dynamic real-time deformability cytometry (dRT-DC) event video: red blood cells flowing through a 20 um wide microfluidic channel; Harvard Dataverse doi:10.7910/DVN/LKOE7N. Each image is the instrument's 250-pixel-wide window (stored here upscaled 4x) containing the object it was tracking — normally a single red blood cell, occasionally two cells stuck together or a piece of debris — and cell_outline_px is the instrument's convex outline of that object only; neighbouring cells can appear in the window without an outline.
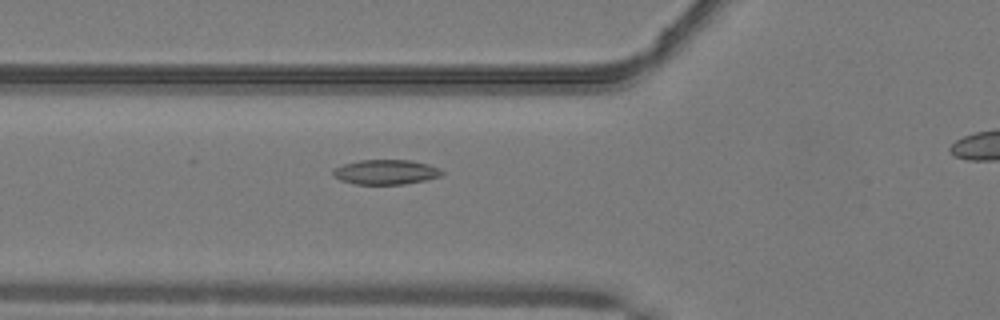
{"species": "common noctule bat (a hibernating species)", "species_latin": "Nyctalus noctula", "temperature_condition": "warm", "stored_images_in_passage": 28, "camera_frame_rate_fps": 3000, "um_per_image_px": 0.085, "animal": {"sex": "male", "body_mass_g": 19.2, "forearm_length_mm": 51.8}, "frame": {"image": 1, "passage_image": 2, "time_ms": 0.333, "image_size_px": [1000, 320], "cell_outline_px": [[444, 176], [404, 184], [356, 184], [340, 180], [332, 176], [332, 168], [344, 164], [360, 160], [412, 160], [428, 164], [440, 168], [444, 172]], "centroid_in_image_um": [32.8, 14.62], "position_along_channel_um": 93.0, "area_um2": 15.9}}
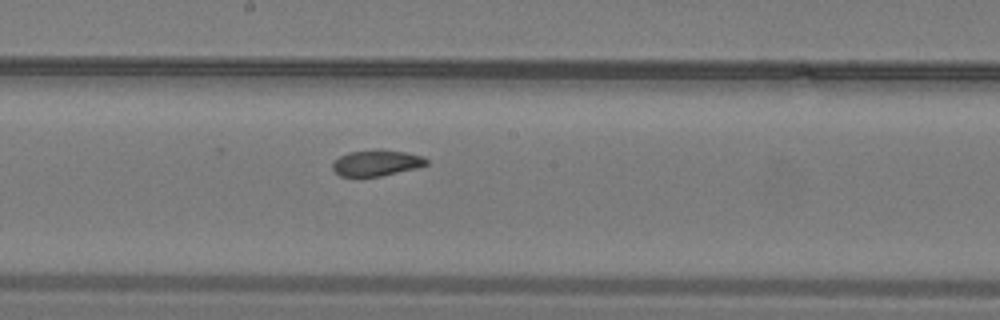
{"frame": {"image": 2, "passage_image": 11, "time_ms": 3.333, "image_size_px": [1000, 320], "cell_outline_px": [[428, 164], [416, 168], [380, 176], [340, 176], [332, 168], [332, 164], [340, 156], [348, 152], [380, 148], [404, 152], [424, 156], [428, 160]], "centroid_in_image_um": [32.02, 13.83], "position_along_channel_um": 216.2, "area_um2": 14.28}}
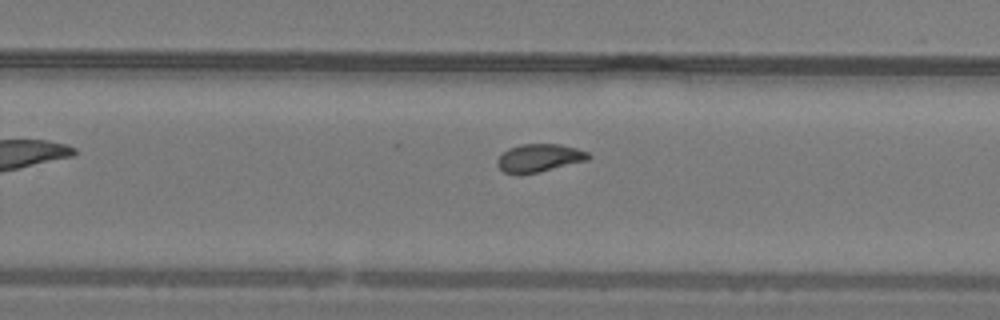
{"frame": {"image": 3, "passage_image": 16, "time_ms": 5.0, "image_size_px": [1000, 320], "cell_outline_px": [[592, 156], [588, 160], [540, 172], [520, 176], [516, 176], [504, 172], [496, 164], [496, 160], [508, 148], [520, 144], [560, 144], [576, 148], [588, 152]], "centroid_in_image_um": [45.81, 13.45], "position_along_channel_um": 284.0, "area_um2": 15.2}}